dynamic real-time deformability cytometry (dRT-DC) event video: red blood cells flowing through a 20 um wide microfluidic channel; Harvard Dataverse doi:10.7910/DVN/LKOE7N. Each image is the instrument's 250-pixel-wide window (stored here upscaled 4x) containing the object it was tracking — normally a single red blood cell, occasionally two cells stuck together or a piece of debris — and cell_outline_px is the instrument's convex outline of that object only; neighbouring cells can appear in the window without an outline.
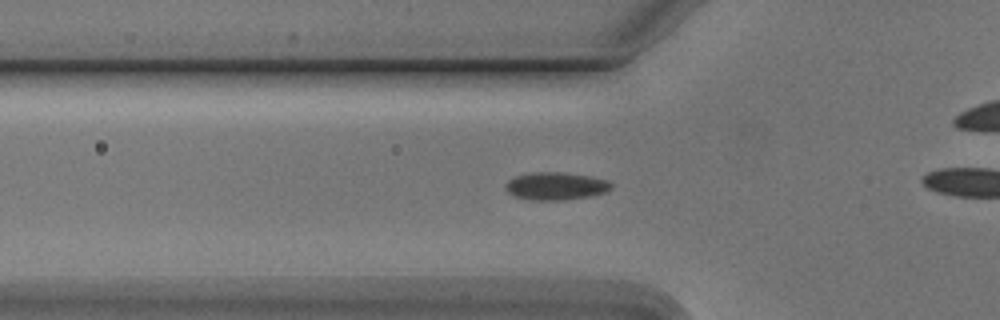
{"species": "Egyptian fruit bat (a non-hibernating species)", "species_latin": "Rousettus aegyptiacus", "temperature_condition": "cold", "stored_images_in_passage": 28, "camera_frame_rate_fps": 3000, "um_per_image_px": 0.085, "animal": {"sex": "male"}, "frame": {"image": 1, "passage_image": 2, "time_ms": 0.333, "image_size_px": [1000, 320], "cell_outline_px": [[616, 184], [608, 192], [592, 196], [564, 200], [532, 200], [512, 196], [504, 188], [504, 184], [508, 180], [516, 176], [532, 172], [564, 172], [592, 176], [608, 180]], "centroid_in_image_um": [47.29, 15.81], "position_along_channel_um": 78.5, "area_um2": 17.57}}
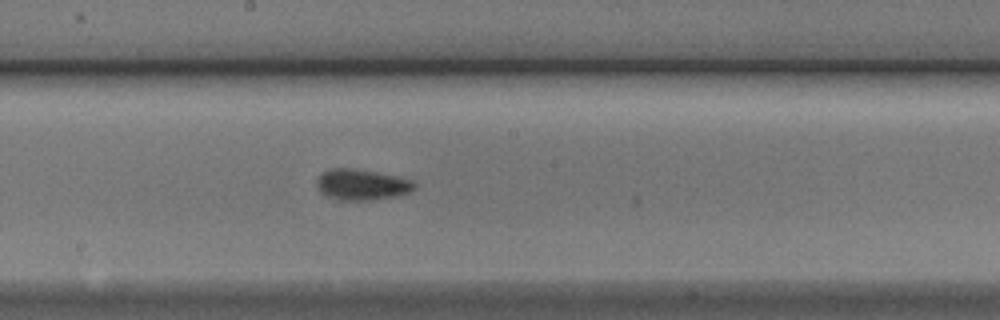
{"frame": {"image": 2, "passage_image": 13, "time_ms": 4.0, "image_size_px": [1000, 320], "cell_outline_px": [[416, 188], [408, 192], [396, 196], [368, 200], [336, 200], [320, 192], [316, 184], [316, 180], [320, 172], [332, 168], [352, 168], [376, 172], [396, 176], [412, 180], [416, 184]], "centroid_in_image_um": [30.71, 15.68], "position_along_channel_um": 217.5, "area_um2": 17.63}}
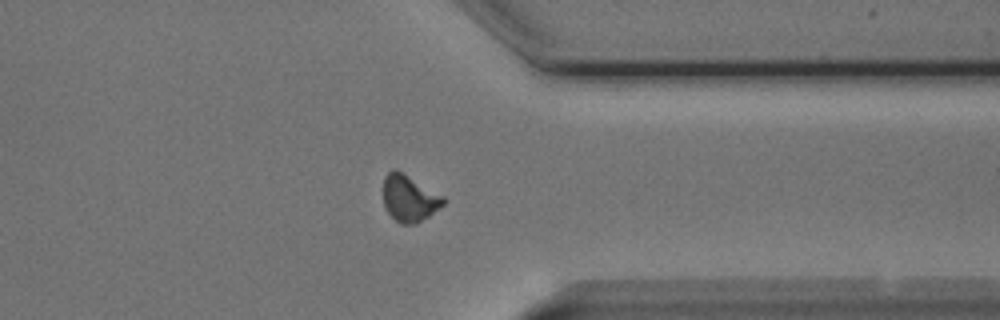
{"frame": {"image": 3, "passage_image": 26, "time_ms": 8.333, "image_size_px": [1000, 320], "cell_outline_px": [[444, 204], [428, 216], [416, 224], [400, 224], [384, 208], [384, 176], [392, 168], [396, 168], [444, 196]], "centroid_in_image_um": [34.77, 16.83], "position_along_channel_um": 376.6, "area_um2": 16.3}}